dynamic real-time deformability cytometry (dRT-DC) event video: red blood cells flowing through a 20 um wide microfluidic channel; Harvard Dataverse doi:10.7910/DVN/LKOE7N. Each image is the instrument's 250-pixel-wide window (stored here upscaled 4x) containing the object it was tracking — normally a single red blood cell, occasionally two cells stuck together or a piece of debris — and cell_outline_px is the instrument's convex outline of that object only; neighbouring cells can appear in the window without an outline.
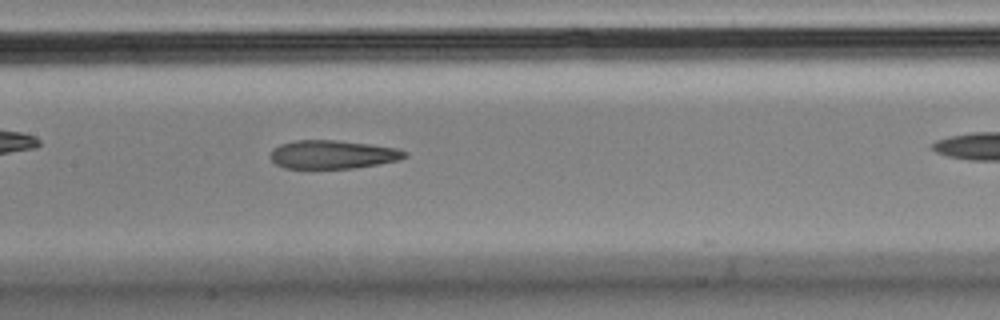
{"species": "Egyptian fruit bat (a non-hibernating species)", "species_latin": "Rousettus aegyptiacus", "temperature_condition": "cold", "stored_images_in_passage": 44, "camera_frame_rate_fps": 3000, "um_per_image_px": 0.085, "animal": {"sex": "male"}, "frame": {"image": 1, "passage_image": 26, "time_ms": 8.333, "image_size_px": [1000, 320], "cell_outline_px": [[408, 156], [400, 160], [356, 168], [284, 168], [276, 164], [268, 156], [272, 148], [280, 144], [296, 140], [332, 140], [372, 144], [396, 148], [408, 152]], "centroid_in_image_um": [28.28, 13.13], "position_along_channel_um": 179.1, "area_um2": 22.48}}